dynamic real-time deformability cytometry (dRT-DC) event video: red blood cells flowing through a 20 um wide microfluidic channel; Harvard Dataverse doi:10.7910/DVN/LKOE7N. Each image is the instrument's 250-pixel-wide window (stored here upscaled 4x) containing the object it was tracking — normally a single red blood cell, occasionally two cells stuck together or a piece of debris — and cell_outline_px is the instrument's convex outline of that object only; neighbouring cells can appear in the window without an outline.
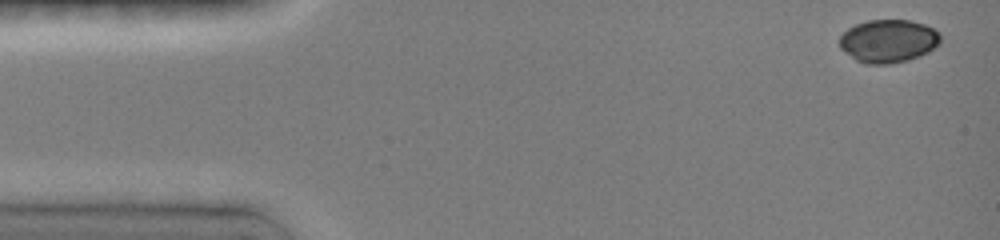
{"species": "common noctule bat (a hibernating species)", "species_latin": "Nyctalus noctula", "temperature_condition": "room temperature", "stored_images_in_passage": 10, "camera_frame_rate_fps": 3000, "um_per_image_px": 0.085, "animal": {"sex": "female", "body_mass_g": 19.0, "forearm_length_mm": 51.5}, "frame": {"image": 1, "passage_image": 1, "time_ms": 0.0, "image_size_px": [1000, 240], "cell_outline_px": [[940, 44], [928, 52], [920, 56], [908, 60], [888, 64], [864, 64], [856, 60], [844, 52], [840, 48], [840, 36], [848, 28], [856, 24], [868, 20], [908, 20], [924, 24], [940, 32]], "centroid_in_image_um": [75.51, 3.49], "position_along_channel_um": 9.5, "area_um2": 25.43}}
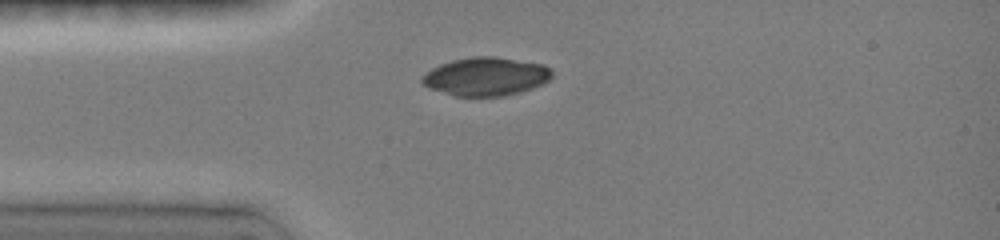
{"frame": {"image": 2, "passage_image": 9, "time_ms": 3.333, "image_size_px": [1000, 240], "cell_outline_px": [[552, 76], [548, 80], [532, 88], [520, 92], [504, 96], [456, 96], [432, 88], [424, 84], [420, 80], [432, 68], [440, 64], [452, 60], [472, 56], [492, 56], [540, 64], [548, 68], [552, 72]], "centroid_in_image_um": [41.29, 6.5], "position_along_channel_um": 43.7, "area_um2": 28.5}}